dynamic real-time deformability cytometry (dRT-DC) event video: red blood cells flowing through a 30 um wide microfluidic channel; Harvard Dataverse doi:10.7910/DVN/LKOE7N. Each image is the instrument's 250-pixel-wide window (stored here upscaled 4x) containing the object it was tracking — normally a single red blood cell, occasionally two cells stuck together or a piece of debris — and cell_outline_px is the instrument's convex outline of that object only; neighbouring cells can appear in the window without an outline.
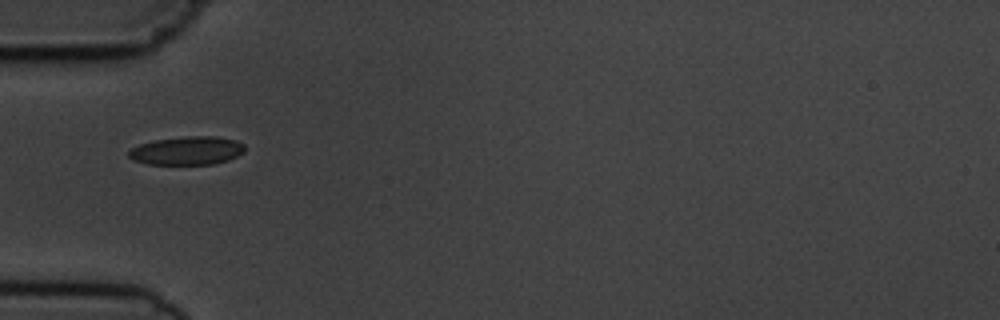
{"species": "common noctule bat (a hibernating species)", "species_latin": "Nyctalus noctula", "temperature_condition": "cold", "stored_images_in_passage": 2, "camera_frame_rate_fps": 3000, "um_per_image_px": 0.085, "animal": {"sex": "male", "body_mass_g": 19.5, "forearm_length_mm": 54.6}, "frame": {"image": 1, "passage_image": 1, "time_ms": 0.0, "image_size_px": [1000, 320], "cell_outline_px": [[244, 152], [228, 160], [212, 164], [148, 164], [132, 160], [128, 156], [128, 152], [132, 148], [140, 144], [156, 140], [184, 136], [212, 136], [236, 140], [244, 144]], "centroid_in_image_um": [15.89, 12.8], "position_along_channel_um": 69.1, "area_um2": 19.13}}
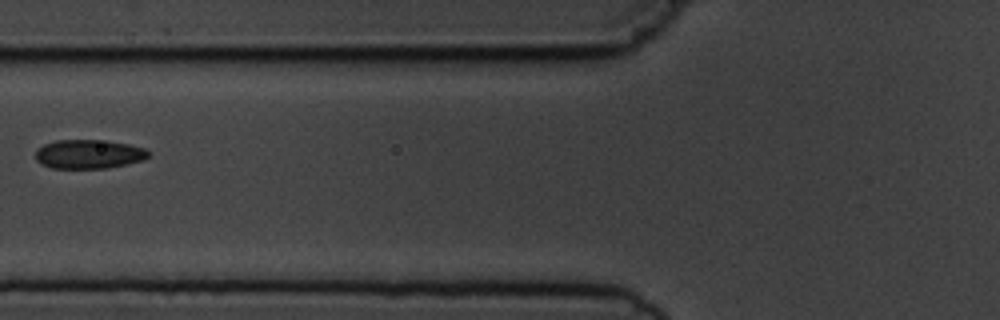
{"frame": {"image": 2, "passage_image": 2, "time_ms": 1.333, "image_size_px": [1000, 320], "cell_outline_px": [[148, 156], [144, 160], [128, 164], [108, 168], [52, 168], [40, 164], [36, 160], [36, 148], [44, 144], [56, 140], [108, 140], [128, 144], [144, 148], [148, 152]], "centroid_in_image_um": [7.52, 13.1], "position_along_channel_um": 118.3, "area_um2": 19.25}}